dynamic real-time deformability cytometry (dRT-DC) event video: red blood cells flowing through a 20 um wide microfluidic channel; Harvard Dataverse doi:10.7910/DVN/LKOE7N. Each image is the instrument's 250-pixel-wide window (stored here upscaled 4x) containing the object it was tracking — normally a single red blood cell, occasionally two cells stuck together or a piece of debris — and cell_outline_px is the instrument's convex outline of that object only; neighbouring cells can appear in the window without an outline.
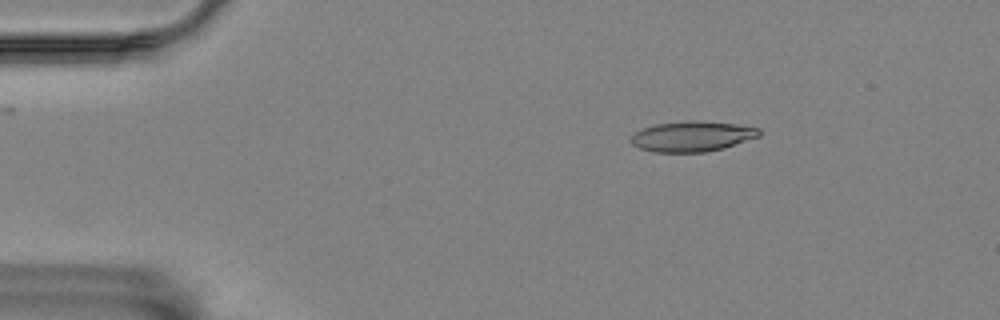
{"species": "Egyptian fruit bat (a non-hibernating species)", "species_latin": "Rousettus aegyptiacus", "temperature_condition": "room temperature", "stored_images_in_passage": 5, "camera_frame_rate_fps": 3000, "um_per_image_px": 0.085, "animal": {"sex": "female"}, "frame": {"image": 1, "passage_image": 3, "time_ms": 0.667, "image_size_px": [1000, 320], "cell_outline_px": [[760, 136], [724, 148], [708, 152], [656, 152], [640, 148], [632, 144], [628, 140], [636, 132], [644, 128], [656, 124], [692, 120], [696, 120], [736, 124], [760, 128]], "centroid_in_image_um": [58.85, 11.59], "position_along_channel_um": 26.2, "area_um2": 22.66}}